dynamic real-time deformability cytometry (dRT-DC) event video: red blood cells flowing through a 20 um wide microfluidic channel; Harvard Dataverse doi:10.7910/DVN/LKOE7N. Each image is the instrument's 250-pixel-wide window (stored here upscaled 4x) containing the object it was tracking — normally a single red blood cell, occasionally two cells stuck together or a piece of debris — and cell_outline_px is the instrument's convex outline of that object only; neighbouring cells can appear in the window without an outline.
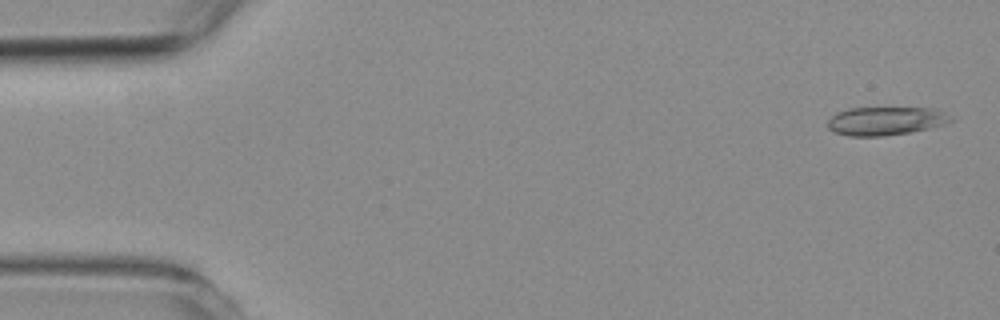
{"species": "common noctule bat (a hibernating species)", "species_latin": "Nyctalus noctula", "temperature_condition": "room temperature", "stored_images_in_passage": 57, "camera_frame_rate_fps": 3000, "um_per_image_px": 0.085, "animal": {"sex": "female", "body_mass_g": 19.3, "forearm_length_mm": 54.1}, "frame": {"image": 1, "passage_image": 2, "time_ms": 0.333, "image_size_px": [1000, 320], "cell_outline_px": [[956, 120], [948, 124], [912, 132], [884, 136], [848, 136], [836, 132], [828, 128], [828, 120], [836, 112], [848, 108], [936, 108]], "centroid_in_image_um": [75.32, 10.28], "position_along_channel_um": 9.7, "area_um2": 20.58}}
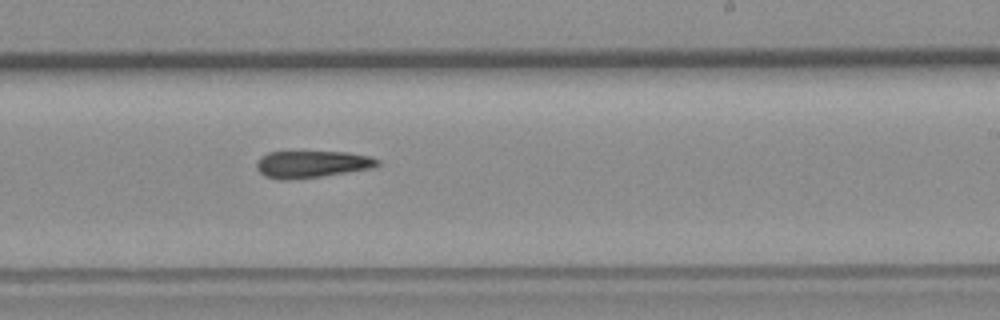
{"frame": {"image": 2, "passage_image": 34, "time_ms": 11.0, "image_size_px": [1000, 320], "cell_outline_px": [[380, 164], [372, 168], [320, 176], [288, 180], [280, 180], [264, 176], [256, 168], [256, 164], [260, 156], [268, 152], [348, 152], [372, 156], [380, 160]], "centroid_in_image_um": [26.51, 13.95], "position_along_channel_um": 262.5, "area_um2": 19.07}}
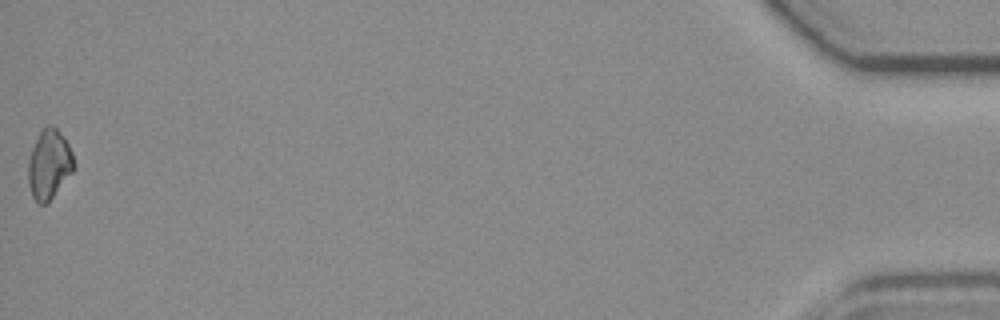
{"frame": {"image": 3, "passage_image": 57, "time_ms": 18.667, "image_size_px": [1000, 320], "cell_outline_px": [[76, 164], [72, 172], [52, 196], [44, 204], [40, 204], [32, 196], [28, 184], [28, 160], [32, 148], [40, 132], [48, 124], [56, 128], [64, 136], [72, 152]], "centroid_in_image_um": [4.18, 13.94], "position_along_channel_um": 431.0, "area_um2": 18.21}}